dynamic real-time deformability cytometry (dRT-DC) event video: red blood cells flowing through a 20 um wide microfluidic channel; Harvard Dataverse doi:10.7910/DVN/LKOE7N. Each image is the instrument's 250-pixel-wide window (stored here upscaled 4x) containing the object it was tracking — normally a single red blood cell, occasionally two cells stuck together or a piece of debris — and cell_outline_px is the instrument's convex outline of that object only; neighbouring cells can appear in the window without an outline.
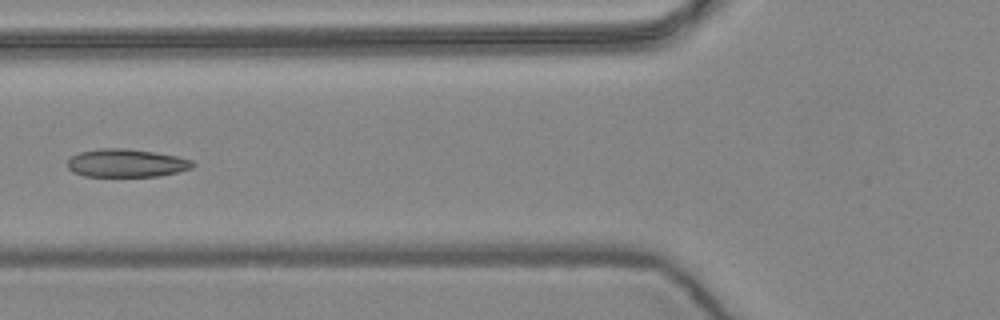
{"species": "common noctule bat (a hibernating species)", "species_latin": "Nyctalus noctula", "temperature_condition": "warm", "stored_images_in_passage": 6, "camera_frame_rate_fps": 3000, "um_per_image_px": 0.085, "animal": {"sex": "female", "body_mass_g": 24.6, "forearm_length_mm": 56.2}, "frame": {"image": 1, "passage_image": 6, "time_ms": 1.667, "image_size_px": [1000, 320], "cell_outline_px": [[196, 164], [192, 168], [160, 176], [84, 176], [72, 172], [68, 168], [68, 160], [72, 156], [80, 152], [100, 148], [128, 148], [156, 152], [176, 156], [192, 160]], "centroid_in_image_um": [10.75, 13.86], "position_along_channel_um": 115.1, "area_um2": 20.58}}